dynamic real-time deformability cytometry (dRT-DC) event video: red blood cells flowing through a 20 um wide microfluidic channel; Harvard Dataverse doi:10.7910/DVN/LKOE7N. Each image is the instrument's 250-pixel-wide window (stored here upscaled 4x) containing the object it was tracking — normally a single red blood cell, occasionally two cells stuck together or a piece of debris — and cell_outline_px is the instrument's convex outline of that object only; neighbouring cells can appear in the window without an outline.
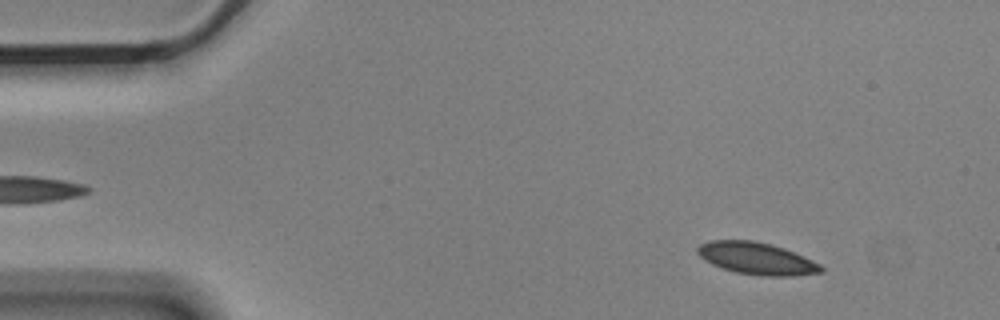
{"species": "Egyptian fruit bat (a non-hibernating species)", "species_latin": "Rousettus aegyptiacus", "temperature_condition": "cold", "stored_images_in_passage": 3, "camera_frame_rate_fps": 3000, "um_per_image_px": 0.085, "animal": {"sex": "male"}, "frame": {"image": 1, "passage_image": 1, "time_ms": 0.0, "image_size_px": [1000, 320], "cell_outline_px": [[824, 272], [792, 276], [764, 276], [736, 272], [712, 264], [704, 260], [696, 252], [696, 248], [700, 244], [712, 240], [752, 240], [784, 248], [812, 260], [820, 264], [824, 268]], "centroid_in_image_um": [64.31, 21.97], "position_along_channel_um": 20.7, "area_um2": 22.95}}